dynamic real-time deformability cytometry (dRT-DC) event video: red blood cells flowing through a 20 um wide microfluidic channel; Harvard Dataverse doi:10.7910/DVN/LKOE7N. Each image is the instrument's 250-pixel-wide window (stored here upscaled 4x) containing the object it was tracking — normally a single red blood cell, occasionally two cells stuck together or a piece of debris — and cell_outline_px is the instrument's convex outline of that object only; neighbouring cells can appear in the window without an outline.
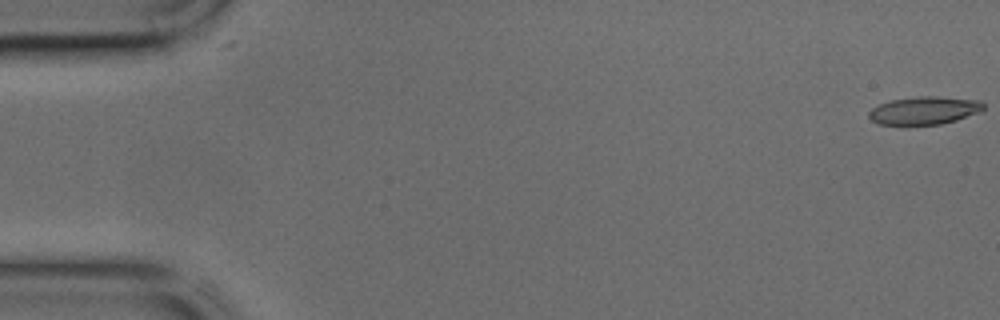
{"species": "common noctule bat (a hibernating species)", "species_latin": "Nyctalus noctula", "temperature_condition": "cold", "stored_images_in_passage": 44, "camera_frame_rate_fps": 3000, "um_per_image_px": 0.085, "animal": {"sex": "male", "body_mass_g": 17.9, "forearm_length_mm": 54.2}, "frame": {"image": 1, "passage_image": 1, "time_ms": 0.0, "image_size_px": [1000, 320], "cell_outline_px": [[984, 108], [980, 112], [956, 120], [940, 124], [908, 128], [880, 124], [872, 120], [868, 116], [868, 112], [872, 108], [880, 104], [892, 100], [920, 96], [936, 96], [980, 100], [984, 104]], "centroid_in_image_um": [78.53, 9.44], "position_along_channel_um": 6.5, "area_um2": 19.31}}
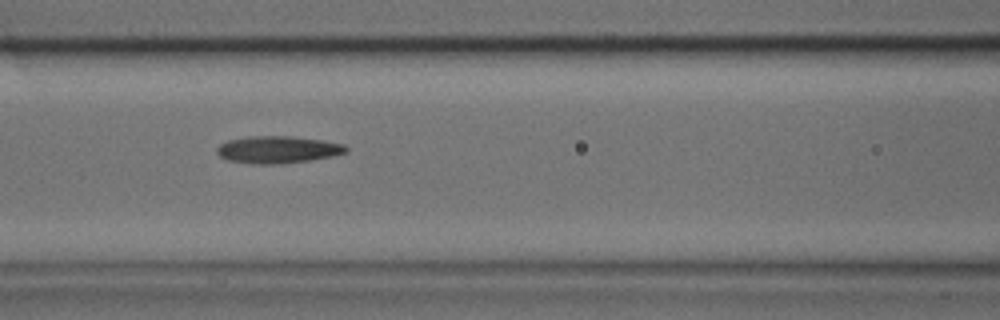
{"frame": {"image": 2, "passage_image": 19, "time_ms": 6.0, "image_size_px": [1000, 320], "cell_outline_px": [[348, 152], [332, 156], [312, 160], [284, 164], [252, 164], [228, 160], [220, 156], [216, 152], [216, 148], [220, 144], [228, 140], [248, 136], [292, 136], [324, 140], [344, 144], [348, 148]], "centroid_in_image_um": [23.63, 12.72], "position_along_channel_um": 143.0, "area_um2": 20.75}}
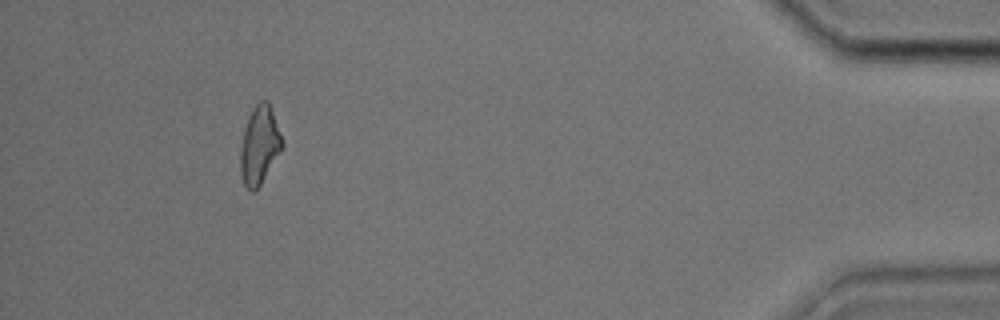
{"frame": {"image": 3, "passage_image": 41, "time_ms": 13.333, "image_size_px": [1000, 320], "cell_outline_px": [[284, 144], [280, 152], [260, 184], [252, 192], [244, 184], [240, 176], [240, 148], [244, 128], [248, 116], [256, 104], [260, 100], [268, 100]], "centroid_in_image_um": [22.03, 12.32], "position_along_channel_um": 413.2, "area_um2": 18.79}}